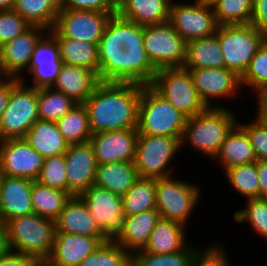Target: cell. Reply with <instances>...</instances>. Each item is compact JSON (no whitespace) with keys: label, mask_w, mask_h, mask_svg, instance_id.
Instances as JSON below:
<instances>
[{"label":"cell","mask_w":267,"mask_h":266,"mask_svg":"<svg viewBox=\"0 0 267 266\" xmlns=\"http://www.w3.org/2000/svg\"><path fill=\"white\" fill-rule=\"evenodd\" d=\"M142 85L100 81L83 103L93 134L137 129Z\"/></svg>","instance_id":"6da1fadb"},{"label":"cell","mask_w":267,"mask_h":266,"mask_svg":"<svg viewBox=\"0 0 267 266\" xmlns=\"http://www.w3.org/2000/svg\"><path fill=\"white\" fill-rule=\"evenodd\" d=\"M233 110L225 108H207L204 112L186 119L181 149L188 145L209 159L218 154L226 136L238 123Z\"/></svg>","instance_id":"7a4b0ae2"},{"label":"cell","mask_w":267,"mask_h":266,"mask_svg":"<svg viewBox=\"0 0 267 266\" xmlns=\"http://www.w3.org/2000/svg\"><path fill=\"white\" fill-rule=\"evenodd\" d=\"M9 250L46 261L55 241V221L32 213L9 219L5 224Z\"/></svg>","instance_id":"3957f363"},{"label":"cell","mask_w":267,"mask_h":266,"mask_svg":"<svg viewBox=\"0 0 267 266\" xmlns=\"http://www.w3.org/2000/svg\"><path fill=\"white\" fill-rule=\"evenodd\" d=\"M186 119L150 85H142L137 127L140 135L169 136L181 140Z\"/></svg>","instance_id":"277c9868"},{"label":"cell","mask_w":267,"mask_h":266,"mask_svg":"<svg viewBox=\"0 0 267 266\" xmlns=\"http://www.w3.org/2000/svg\"><path fill=\"white\" fill-rule=\"evenodd\" d=\"M215 34L221 47L225 68L234 71L239 77L267 40V37L251 24L221 25Z\"/></svg>","instance_id":"5b68a950"},{"label":"cell","mask_w":267,"mask_h":266,"mask_svg":"<svg viewBox=\"0 0 267 266\" xmlns=\"http://www.w3.org/2000/svg\"><path fill=\"white\" fill-rule=\"evenodd\" d=\"M150 86L187 118L207 109L197 93L190 71L184 67L157 70Z\"/></svg>","instance_id":"8992f818"},{"label":"cell","mask_w":267,"mask_h":266,"mask_svg":"<svg viewBox=\"0 0 267 266\" xmlns=\"http://www.w3.org/2000/svg\"><path fill=\"white\" fill-rule=\"evenodd\" d=\"M174 178V175L156 178V209L161 218L187 226L200 202L201 190L195 184Z\"/></svg>","instance_id":"52a82bcc"},{"label":"cell","mask_w":267,"mask_h":266,"mask_svg":"<svg viewBox=\"0 0 267 266\" xmlns=\"http://www.w3.org/2000/svg\"><path fill=\"white\" fill-rule=\"evenodd\" d=\"M180 150L177 137L138 134L133 162L139 177L162 178L175 174L170 164Z\"/></svg>","instance_id":"ba28073f"},{"label":"cell","mask_w":267,"mask_h":266,"mask_svg":"<svg viewBox=\"0 0 267 266\" xmlns=\"http://www.w3.org/2000/svg\"><path fill=\"white\" fill-rule=\"evenodd\" d=\"M25 79H21L11 90L7 108L0 118V141L23 138L39 120L38 89L28 86Z\"/></svg>","instance_id":"9c48e42d"},{"label":"cell","mask_w":267,"mask_h":266,"mask_svg":"<svg viewBox=\"0 0 267 266\" xmlns=\"http://www.w3.org/2000/svg\"><path fill=\"white\" fill-rule=\"evenodd\" d=\"M144 47L157 70L184 66L187 42L169 21L144 26Z\"/></svg>","instance_id":"30bf717a"},{"label":"cell","mask_w":267,"mask_h":266,"mask_svg":"<svg viewBox=\"0 0 267 266\" xmlns=\"http://www.w3.org/2000/svg\"><path fill=\"white\" fill-rule=\"evenodd\" d=\"M115 14L61 9L54 28L49 32L54 37L72 38L98 45L108 21Z\"/></svg>","instance_id":"8fae6325"},{"label":"cell","mask_w":267,"mask_h":266,"mask_svg":"<svg viewBox=\"0 0 267 266\" xmlns=\"http://www.w3.org/2000/svg\"><path fill=\"white\" fill-rule=\"evenodd\" d=\"M169 22L186 42L214 35L219 27L213 7L197 0L172 2Z\"/></svg>","instance_id":"7c38bea8"},{"label":"cell","mask_w":267,"mask_h":266,"mask_svg":"<svg viewBox=\"0 0 267 266\" xmlns=\"http://www.w3.org/2000/svg\"><path fill=\"white\" fill-rule=\"evenodd\" d=\"M80 197L87 204L103 236L108 241H114L122 232L125 223L122 196L92 185Z\"/></svg>","instance_id":"4fadbf2b"},{"label":"cell","mask_w":267,"mask_h":266,"mask_svg":"<svg viewBox=\"0 0 267 266\" xmlns=\"http://www.w3.org/2000/svg\"><path fill=\"white\" fill-rule=\"evenodd\" d=\"M44 157L22 138L0 141L1 175L37 180Z\"/></svg>","instance_id":"5bb4252c"},{"label":"cell","mask_w":267,"mask_h":266,"mask_svg":"<svg viewBox=\"0 0 267 266\" xmlns=\"http://www.w3.org/2000/svg\"><path fill=\"white\" fill-rule=\"evenodd\" d=\"M193 77L197 93L207 108H224L212 100L232 98L241 91L240 77L226 68L188 69ZM238 93V94H237ZM218 98V99H217ZM214 104V105H213Z\"/></svg>","instance_id":"9a60e30c"},{"label":"cell","mask_w":267,"mask_h":266,"mask_svg":"<svg viewBox=\"0 0 267 266\" xmlns=\"http://www.w3.org/2000/svg\"><path fill=\"white\" fill-rule=\"evenodd\" d=\"M63 62L60 55V47L56 38L47 31L35 44L27 74H31L32 82L29 85L36 89L52 87Z\"/></svg>","instance_id":"2e32d148"},{"label":"cell","mask_w":267,"mask_h":266,"mask_svg":"<svg viewBox=\"0 0 267 266\" xmlns=\"http://www.w3.org/2000/svg\"><path fill=\"white\" fill-rule=\"evenodd\" d=\"M46 32L44 27L30 26L0 47V77L23 79L21 74L24 75L23 71H28L35 44Z\"/></svg>","instance_id":"e0dca14e"},{"label":"cell","mask_w":267,"mask_h":266,"mask_svg":"<svg viewBox=\"0 0 267 266\" xmlns=\"http://www.w3.org/2000/svg\"><path fill=\"white\" fill-rule=\"evenodd\" d=\"M65 154L68 193L80 196L94 185L97 161L90 142L70 144Z\"/></svg>","instance_id":"ac0fdd59"},{"label":"cell","mask_w":267,"mask_h":266,"mask_svg":"<svg viewBox=\"0 0 267 266\" xmlns=\"http://www.w3.org/2000/svg\"><path fill=\"white\" fill-rule=\"evenodd\" d=\"M138 134V129L131 128L92 134L89 142L97 164L133 161Z\"/></svg>","instance_id":"d6986e66"},{"label":"cell","mask_w":267,"mask_h":266,"mask_svg":"<svg viewBox=\"0 0 267 266\" xmlns=\"http://www.w3.org/2000/svg\"><path fill=\"white\" fill-rule=\"evenodd\" d=\"M119 39V16L113 15L107 23L98 44V78L104 82H123V52Z\"/></svg>","instance_id":"ffe728a7"},{"label":"cell","mask_w":267,"mask_h":266,"mask_svg":"<svg viewBox=\"0 0 267 266\" xmlns=\"http://www.w3.org/2000/svg\"><path fill=\"white\" fill-rule=\"evenodd\" d=\"M106 238L56 232L53 249L46 260L47 266H79L84 258L91 255Z\"/></svg>","instance_id":"44dd1931"},{"label":"cell","mask_w":267,"mask_h":266,"mask_svg":"<svg viewBox=\"0 0 267 266\" xmlns=\"http://www.w3.org/2000/svg\"><path fill=\"white\" fill-rule=\"evenodd\" d=\"M33 180L1 175L0 224L9 219L34 213L31 191Z\"/></svg>","instance_id":"7402d4cb"},{"label":"cell","mask_w":267,"mask_h":266,"mask_svg":"<svg viewBox=\"0 0 267 266\" xmlns=\"http://www.w3.org/2000/svg\"><path fill=\"white\" fill-rule=\"evenodd\" d=\"M56 232L105 238L91 215L87 204L80 196H71L55 220Z\"/></svg>","instance_id":"603a6c76"},{"label":"cell","mask_w":267,"mask_h":266,"mask_svg":"<svg viewBox=\"0 0 267 266\" xmlns=\"http://www.w3.org/2000/svg\"><path fill=\"white\" fill-rule=\"evenodd\" d=\"M170 0H116V14L141 26L169 21Z\"/></svg>","instance_id":"cb8c5ba5"},{"label":"cell","mask_w":267,"mask_h":266,"mask_svg":"<svg viewBox=\"0 0 267 266\" xmlns=\"http://www.w3.org/2000/svg\"><path fill=\"white\" fill-rule=\"evenodd\" d=\"M100 82L98 75L83 67L63 64L55 84V90L63 92L76 103H84Z\"/></svg>","instance_id":"d4e9b609"},{"label":"cell","mask_w":267,"mask_h":266,"mask_svg":"<svg viewBox=\"0 0 267 266\" xmlns=\"http://www.w3.org/2000/svg\"><path fill=\"white\" fill-rule=\"evenodd\" d=\"M160 218L157 209L126 216L123 230L114 242L122 246L131 254L143 249Z\"/></svg>","instance_id":"484cf974"},{"label":"cell","mask_w":267,"mask_h":266,"mask_svg":"<svg viewBox=\"0 0 267 266\" xmlns=\"http://www.w3.org/2000/svg\"><path fill=\"white\" fill-rule=\"evenodd\" d=\"M222 170L256 162L255 152L246 130L237 123L226 136L218 154L213 159Z\"/></svg>","instance_id":"4316f807"},{"label":"cell","mask_w":267,"mask_h":266,"mask_svg":"<svg viewBox=\"0 0 267 266\" xmlns=\"http://www.w3.org/2000/svg\"><path fill=\"white\" fill-rule=\"evenodd\" d=\"M186 226L175 221L160 218L152 230L145 252L167 254L184 250L187 243Z\"/></svg>","instance_id":"83f0119b"},{"label":"cell","mask_w":267,"mask_h":266,"mask_svg":"<svg viewBox=\"0 0 267 266\" xmlns=\"http://www.w3.org/2000/svg\"><path fill=\"white\" fill-rule=\"evenodd\" d=\"M22 139L44 158L64 154L69 147L56 121L37 120Z\"/></svg>","instance_id":"f1b7e54d"},{"label":"cell","mask_w":267,"mask_h":266,"mask_svg":"<svg viewBox=\"0 0 267 266\" xmlns=\"http://www.w3.org/2000/svg\"><path fill=\"white\" fill-rule=\"evenodd\" d=\"M138 178L133 161L105 163L97 166L94 185L123 196Z\"/></svg>","instance_id":"f546056e"},{"label":"cell","mask_w":267,"mask_h":266,"mask_svg":"<svg viewBox=\"0 0 267 266\" xmlns=\"http://www.w3.org/2000/svg\"><path fill=\"white\" fill-rule=\"evenodd\" d=\"M185 69L225 68L216 34L187 42Z\"/></svg>","instance_id":"4dcf8cb0"},{"label":"cell","mask_w":267,"mask_h":266,"mask_svg":"<svg viewBox=\"0 0 267 266\" xmlns=\"http://www.w3.org/2000/svg\"><path fill=\"white\" fill-rule=\"evenodd\" d=\"M123 82L151 85L157 69L150 62L144 45L124 46Z\"/></svg>","instance_id":"1f68e13d"},{"label":"cell","mask_w":267,"mask_h":266,"mask_svg":"<svg viewBox=\"0 0 267 266\" xmlns=\"http://www.w3.org/2000/svg\"><path fill=\"white\" fill-rule=\"evenodd\" d=\"M13 10L31 26H41L49 31L55 26L61 0H15Z\"/></svg>","instance_id":"d6a6232c"},{"label":"cell","mask_w":267,"mask_h":266,"mask_svg":"<svg viewBox=\"0 0 267 266\" xmlns=\"http://www.w3.org/2000/svg\"><path fill=\"white\" fill-rule=\"evenodd\" d=\"M60 47L63 64L83 67L98 75V45L65 37H55Z\"/></svg>","instance_id":"836d02e7"},{"label":"cell","mask_w":267,"mask_h":266,"mask_svg":"<svg viewBox=\"0 0 267 266\" xmlns=\"http://www.w3.org/2000/svg\"><path fill=\"white\" fill-rule=\"evenodd\" d=\"M31 198L34 213L55 221L71 195L68 192L42 185L35 180L32 182Z\"/></svg>","instance_id":"e575fe53"},{"label":"cell","mask_w":267,"mask_h":266,"mask_svg":"<svg viewBox=\"0 0 267 266\" xmlns=\"http://www.w3.org/2000/svg\"><path fill=\"white\" fill-rule=\"evenodd\" d=\"M207 247L209 244L202 250L190 244L182 251L167 254L149 253L141 249L132 253V266H193Z\"/></svg>","instance_id":"d590c367"},{"label":"cell","mask_w":267,"mask_h":266,"mask_svg":"<svg viewBox=\"0 0 267 266\" xmlns=\"http://www.w3.org/2000/svg\"><path fill=\"white\" fill-rule=\"evenodd\" d=\"M156 178L139 177L122 196L125 216L156 209Z\"/></svg>","instance_id":"8d00e7d4"},{"label":"cell","mask_w":267,"mask_h":266,"mask_svg":"<svg viewBox=\"0 0 267 266\" xmlns=\"http://www.w3.org/2000/svg\"><path fill=\"white\" fill-rule=\"evenodd\" d=\"M56 124L69 145L88 142L93 134L89 125V114L83 103H77Z\"/></svg>","instance_id":"74e56055"},{"label":"cell","mask_w":267,"mask_h":266,"mask_svg":"<svg viewBox=\"0 0 267 266\" xmlns=\"http://www.w3.org/2000/svg\"><path fill=\"white\" fill-rule=\"evenodd\" d=\"M76 104L73 99L53 87L38 89V116L40 120L57 121Z\"/></svg>","instance_id":"f35d334b"},{"label":"cell","mask_w":267,"mask_h":266,"mask_svg":"<svg viewBox=\"0 0 267 266\" xmlns=\"http://www.w3.org/2000/svg\"><path fill=\"white\" fill-rule=\"evenodd\" d=\"M224 172L227 182L230 183L235 193L246 199L259 198L257 161L228 168Z\"/></svg>","instance_id":"ab89813d"},{"label":"cell","mask_w":267,"mask_h":266,"mask_svg":"<svg viewBox=\"0 0 267 266\" xmlns=\"http://www.w3.org/2000/svg\"><path fill=\"white\" fill-rule=\"evenodd\" d=\"M253 2L254 0H220L213 6L218 25L249 24Z\"/></svg>","instance_id":"60d3db41"},{"label":"cell","mask_w":267,"mask_h":266,"mask_svg":"<svg viewBox=\"0 0 267 266\" xmlns=\"http://www.w3.org/2000/svg\"><path fill=\"white\" fill-rule=\"evenodd\" d=\"M79 266H132V254L114 241L102 243Z\"/></svg>","instance_id":"b9f144b4"},{"label":"cell","mask_w":267,"mask_h":266,"mask_svg":"<svg viewBox=\"0 0 267 266\" xmlns=\"http://www.w3.org/2000/svg\"><path fill=\"white\" fill-rule=\"evenodd\" d=\"M235 222L247 223L252 231L267 241V198L246 199V206L235 211Z\"/></svg>","instance_id":"7bdbcfd3"},{"label":"cell","mask_w":267,"mask_h":266,"mask_svg":"<svg viewBox=\"0 0 267 266\" xmlns=\"http://www.w3.org/2000/svg\"><path fill=\"white\" fill-rule=\"evenodd\" d=\"M241 87L248 86L257 95L267 89V40L251 59L250 64L240 77Z\"/></svg>","instance_id":"ee69618b"},{"label":"cell","mask_w":267,"mask_h":266,"mask_svg":"<svg viewBox=\"0 0 267 266\" xmlns=\"http://www.w3.org/2000/svg\"><path fill=\"white\" fill-rule=\"evenodd\" d=\"M65 154L44 158L37 182L47 187L68 192Z\"/></svg>","instance_id":"f6af8a7d"},{"label":"cell","mask_w":267,"mask_h":266,"mask_svg":"<svg viewBox=\"0 0 267 266\" xmlns=\"http://www.w3.org/2000/svg\"><path fill=\"white\" fill-rule=\"evenodd\" d=\"M250 123H238L246 130L257 161L267 160V119L258 111Z\"/></svg>","instance_id":"bcb514c9"},{"label":"cell","mask_w":267,"mask_h":266,"mask_svg":"<svg viewBox=\"0 0 267 266\" xmlns=\"http://www.w3.org/2000/svg\"><path fill=\"white\" fill-rule=\"evenodd\" d=\"M30 26L16 11H0V47L22 34Z\"/></svg>","instance_id":"7dc6e473"},{"label":"cell","mask_w":267,"mask_h":266,"mask_svg":"<svg viewBox=\"0 0 267 266\" xmlns=\"http://www.w3.org/2000/svg\"><path fill=\"white\" fill-rule=\"evenodd\" d=\"M61 9L116 13V0H61Z\"/></svg>","instance_id":"c3c4849f"},{"label":"cell","mask_w":267,"mask_h":266,"mask_svg":"<svg viewBox=\"0 0 267 266\" xmlns=\"http://www.w3.org/2000/svg\"><path fill=\"white\" fill-rule=\"evenodd\" d=\"M119 39L124 46L144 45V26L119 16Z\"/></svg>","instance_id":"681fc988"},{"label":"cell","mask_w":267,"mask_h":266,"mask_svg":"<svg viewBox=\"0 0 267 266\" xmlns=\"http://www.w3.org/2000/svg\"><path fill=\"white\" fill-rule=\"evenodd\" d=\"M226 249L216 243L210 246L198 257L193 266H231Z\"/></svg>","instance_id":"f907efd6"},{"label":"cell","mask_w":267,"mask_h":266,"mask_svg":"<svg viewBox=\"0 0 267 266\" xmlns=\"http://www.w3.org/2000/svg\"><path fill=\"white\" fill-rule=\"evenodd\" d=\"M249 24L267 37V0H254Z\"/></svg>","instance_id":"816d5d0a"},{"label":"cell","mask_w":267,"mask_h":266,"mask_svg":"<svg viewBox=\"0 0 267 266\" xmlns=\"http://www.w3.org/2000/svg\"><path fill=\"white\" fill-rule=\"evenodd\" d=\"M18 78L0 77V118L7 108L12 88L19 82Z\"/></svg>","instance_id":"f5cc1de1"},{"label":"cell","mask_w":267,"mask_h":266,"mask_svg":"<svg viewBox=\"0 0 267 266\" xmlns=\"http://www.w3.org/2000/svg\"><path fill=\"white\" fill-rule=\"evenodd\" d=\"M31 259L20 252L8 250L0 258V266H25Z\"/></svg>","instance_id":"db71d44e"},{"label":"cell","mask_w":267,"mask_h":266,"mask_svg":"<svg viewBox=\"0 0 267 266\" xmlns=\"http://www.w3.org/2000/svg\"><path fill=\"white\" fill-rule=\"evenodd\" d=\"M259 197L267 198V160L257 161Z\"/></svg>","instance_id":"11a10c76"},{"label":"cell","mask_w":267,"mask_h":266,"mask_svg":"<svg viewBox=\"0 0 267 266\" xmlns=\"http://www.w3.org/2000/svg\"><path fill=\"white\" fill-rule=\"evenodd\" d=\"M256 111H258L264 118L267 119V89L258 97Z\"/></svg>","instance_id":"9f6ffc18"},{"label":"cell","mask_w":267,"mask_h":266,"mask_svg":"<svg viewBox=\"0 0 267 266\" xmlns=\"http://www.w3.org/2000/svg\"><path fill=\"white\" fill-rule=\"evenodd\" d=\"M9 250L4 224H0V258Z\"/></svg>","instance_id":"6f0895ef"},{"label":"cell","mask_w":267,"mask_h":266,"mask_svg":"<svg viewBox=\"0 0 267 266\" xmlns=\"http://www.w3.org/2000/svg\"><path fill=\"white\" fill-rule=\"evenodd\" d=\"M15 0H0V11L13 10Z\"/></svg>","instance_id":"680465c9"},{"label":"cell","mask_w":267,"mask_h":266,"mask_svg":"<svg viewBox=\"0 0 267 266\" xmlns=\"http://www.w3.org/2000/svg\"><path fill=\"white\" fill-rule=\"evenodd\" d=\"M25 266H47L46 261L40 259H31Z\"/></svg>","instance_id":"91938a15"},{"label":"cell","mask_w":267,"mask_h":266,"mask_svg":"<svg viewBox=\"0 0 267 266\" xmlns=\"http://www.w3.org/2000/svg\"><path fill=\"white\" fill-rule=\"evenodd\" d=\"M203 5L213 7L216 3H218L220 0H197Z\"/></svg>","instance_id":"94428289"}]
</instances>
